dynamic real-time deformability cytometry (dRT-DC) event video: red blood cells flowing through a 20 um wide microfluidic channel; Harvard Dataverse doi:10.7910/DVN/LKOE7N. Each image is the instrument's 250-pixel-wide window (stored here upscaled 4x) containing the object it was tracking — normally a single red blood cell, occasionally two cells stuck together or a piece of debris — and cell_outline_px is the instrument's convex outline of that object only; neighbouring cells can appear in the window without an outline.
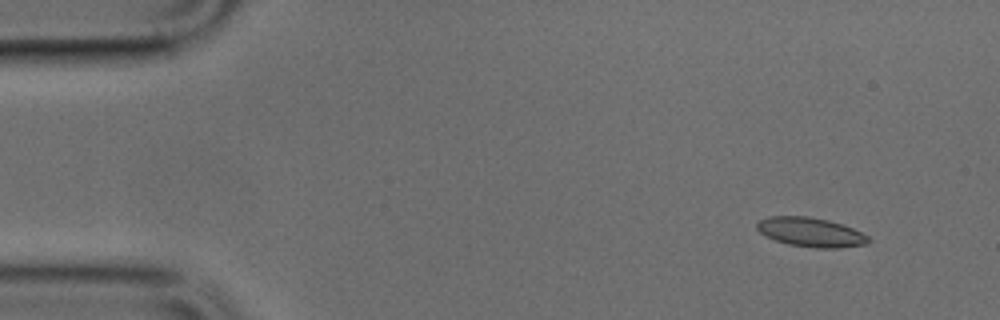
{"species": "common noctule bat (a hibernating species)", "species_latin": "Nyctalus noctula", "temperature_condition": "cold", "stored_images_in_passage": 48, "camera_frame_rate_fps": 3000, "um_per_image_px": 0.085, "animal": {"sex": "male", "body_mass_g": 17.9, "forearm_length_mm": 54.2}, "frame": {"image": 1, "passage_image": 3, "time_ms": 0.667, "image_size_px": [1000, 320], "cell_outline_px": [[872, 240], [868, 244], [840, 248], [816, 248], [788, 244], [764, 236], [756, 228], [756, 224], [760, 220], [768, 216], [808, 216], [828, 220], [852, 228], [868, 236]], "centroid_in_image_um": [68.91, 19.74], "position_along_channel_um": 16.1, "area_um2": 19.07}}
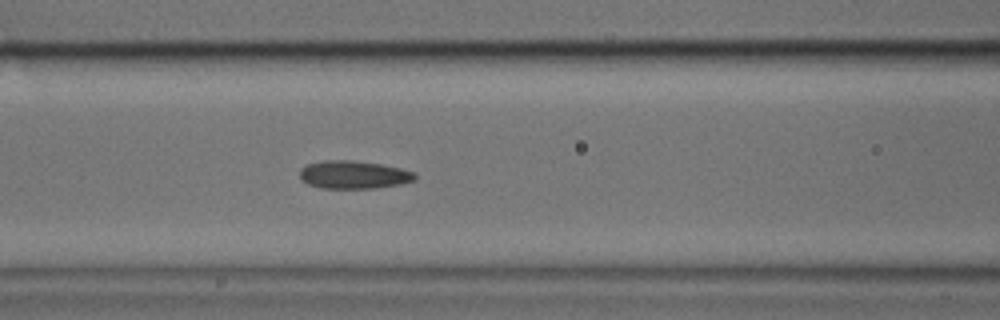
{"frame": {"image": 2, "passage_image": 19, "time_ms": 6.0, "image_size_px": [1000, 320], "cell_outline_px": [[416, 180], [400, 184], [376, 188], [320, 188], [308, 184], [300, 180], [300, 168], [308, 164], [328, 160], [352, 160], [380, 164], [400, 168], [416, 172]], "centroid_in_image_um": [30.06, 14.86], "position_along_channel_um": 136.5, "area_um2": 18.84}}
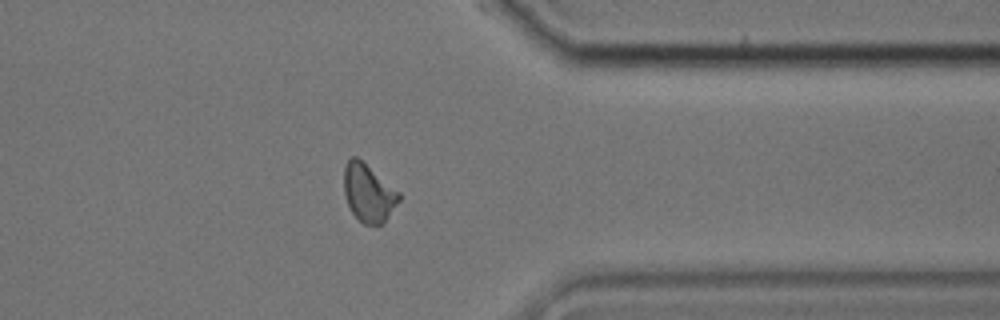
{"frame": {"image": 3, "passage_image": 38, "time_ms": 12.333, "image_size_px": [1000, 320], "cell_outline_px": [[400, 200], [384, 224], [364, 224], [352, 212], [348, 204], [344, 192], [344, 168], [348, 160], [352, 156], [356, 156], [400, 192]], "centroid_in_image_um": [31.33, 16.41], "position_along_channel_um": 380.1, "area_um2": 18.38}}